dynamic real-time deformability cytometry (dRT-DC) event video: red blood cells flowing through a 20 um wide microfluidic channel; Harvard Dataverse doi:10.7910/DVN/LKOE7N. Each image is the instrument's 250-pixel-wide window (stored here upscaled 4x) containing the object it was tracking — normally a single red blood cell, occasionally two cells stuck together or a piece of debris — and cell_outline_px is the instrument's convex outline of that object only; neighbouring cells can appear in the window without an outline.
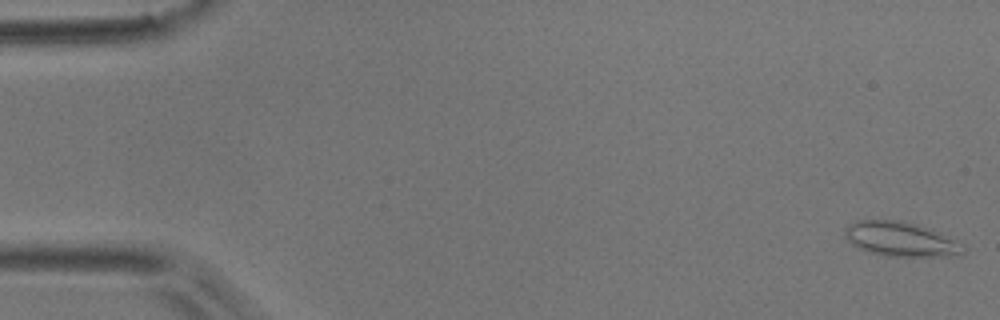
{"species": "common noctule bat (a hibernating species)", "species_latin": "Nyctalus noctula", "temperature_condition": "room temperature", "stored_images_in_passage": 51, "camera_frame_rate_fps": 3000, "um_per_image_px": 0.085, "animal": {"sex": "male", "body_mass_g": 17.9}, "frame": {"image": 1, "passage_image": 1, "time_ms": 0.0, "image_size_px": [1000, 320], "cell_outline_px": [[968, 248], [960, 256], [884, 256], [868, 252], [852, 244], [844, 236], [844, 228], [848, 224], [856, 220], [904, 220], [932, 228], [964, 244]], "centroid_in_image_um": [76.61, 20.32], "position_along_channel_um": 8.4, "area_um2": 24.39}}
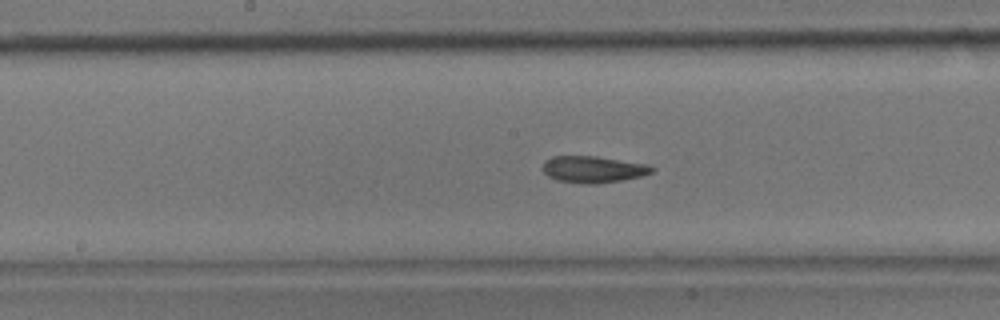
{"frame": {"image": 2, "passage_image": 26, "time_ms": 8.333, "image_size_px": [1000, 320], "cell_outline_px": [[656, 168], [652, 172], [644, 176], [624, 180], [596, 184], [584, 184], [556, 180], [548, 176], [544, 172], [544, 160], [552, 156], [596, 156], [648, 164]], "centroid_in_image_um": [50.46, 14.4], "position_along_channel_um": 197.7, "area_um2": 17.17}}
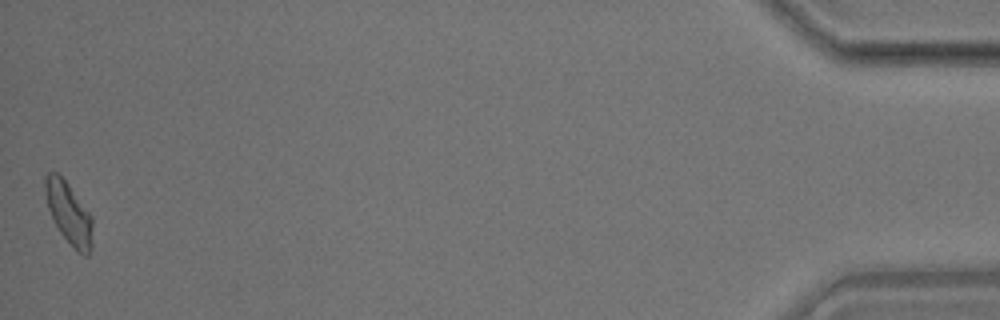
{"frame": {"image": 3, "passage_image": 51, "time_ms": 16.667, "image_size_px": [1000, 320], "cell_outline_px": [[92, 248], [88, 256], [84, 256], [76, 252], [60, 232], [48, 208], [44, 192], [44, 176], [48, 172], [56, 172], [68, 184], [92, 216]], "centroid_in_image_um": [5.85, 18.15], "position_along_channel_um": 429.3, "area_um2": 17.11}, "authors_computed_cell_mechanics": {"area_um2": 17.051, "velocity_mm_per_s": 3.8938, "shape_relaxation_time_tau1_ms": 8.0956, "shape_relaxation_time_tau2_ms": 4.3861, "deformation_change_tau1": 0.1615, "deformation_change_tau2": 0.1023}}